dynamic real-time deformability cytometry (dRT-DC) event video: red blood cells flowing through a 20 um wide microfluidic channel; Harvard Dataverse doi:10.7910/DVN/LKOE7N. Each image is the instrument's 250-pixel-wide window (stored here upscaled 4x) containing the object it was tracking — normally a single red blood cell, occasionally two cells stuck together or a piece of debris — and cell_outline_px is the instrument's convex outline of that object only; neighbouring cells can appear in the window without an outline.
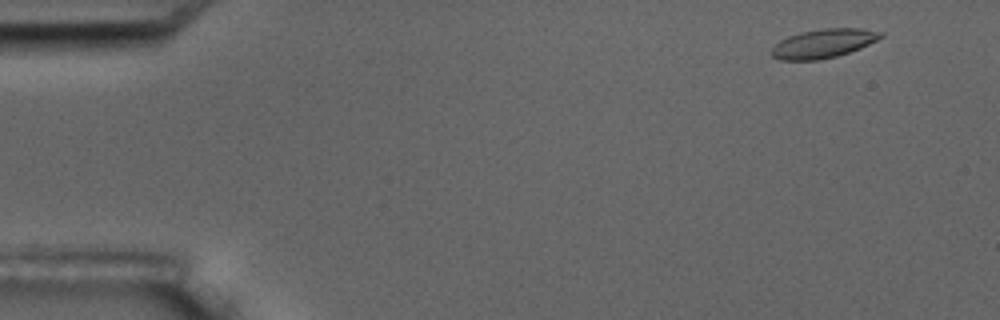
{"species": "common noctule bat (a hibernating species)", "species_latin": "Nyctalus noctula", "temperature_condition": "room temperature", "stored_images_in_passage": 5, "camera_frame_rate_fps": 3000, "um_per_image_px": 0.085, "animal": {"sex": "male", "body_mass_g": 17.5, "forearm_length_mm": 52.3}, "frame": {"image": 1, "passage_image": 1, "time_ms": 0.0, "image_size_px": [1000, 320], "cell_outline_px": [[884, 36], [860, 48], [836, 56], [816, 60], [780, 60], [772, 56], [768, 52], [780, 40], [788, 36], [800, 32], [824, 28], [860, 28], [884, 32]], "centroid_in_image_um": [69.96, 3.69], "position_along_channel_um": 15.0, "area_um2": 18.38}}
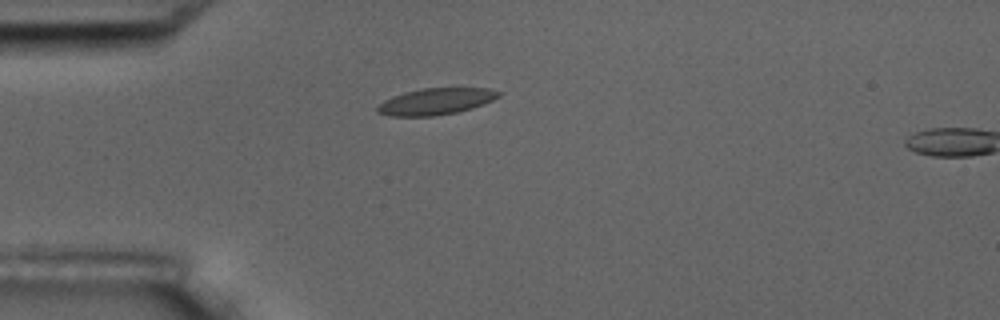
{"frame": {"image": 2, "passage_image": 4, "time_ms": 3.667, "image_size_px": [1000, 320], "cell_outline_px": [[504, 92], [500, 96], [492, 100], [472, 108], [456, 112], [432, 116], [388, 116], [376, 112], [376, 108], [384, 100], [392, 96], [404, 92], [424, 88], [488, 88]], "centroid_in_image_um": [37.04, 8.62], "position_along_channel_um": 48.0, "area_um2": 18.73}}